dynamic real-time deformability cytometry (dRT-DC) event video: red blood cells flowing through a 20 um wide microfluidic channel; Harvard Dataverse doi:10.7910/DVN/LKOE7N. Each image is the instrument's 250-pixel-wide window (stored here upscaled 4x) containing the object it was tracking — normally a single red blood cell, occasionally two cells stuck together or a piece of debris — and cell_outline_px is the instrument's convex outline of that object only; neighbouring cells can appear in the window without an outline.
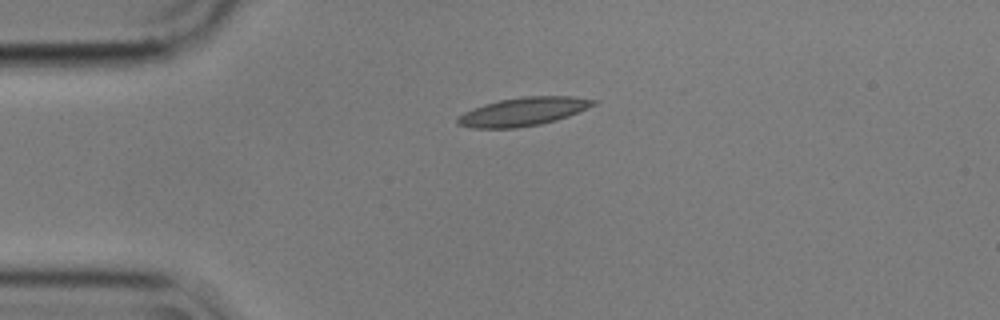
{"species": "common noctule bat (a hibernating species)", "species_latin": "Nyctalus noctula", "temperature_condition": "cold", "stored_images_in_passage": 2, "camera_frame_rate_fps": 3000, "um_per_image_px": 0.085, "animal": {"sex": "male", "body_mass_g": 17.9}, "frame": {"image": 1, "passage_image": 1, "time_ms": 0.0, "image_size_px": [1000, 320], "cell_outline_px": [[600, 100], [596, 104], [568, 116], [556, 120], [540, 124], [516, 128], [472, 128], [456, 124], [456, 120], [464, 112], [472, 108], [484, 104], [500, 100], [524, 96], [572, 96]], "centroid_in_image_um": [44.48, 9.48], "position_along_channel_um": 40.5, "area_um2": 22.48}}